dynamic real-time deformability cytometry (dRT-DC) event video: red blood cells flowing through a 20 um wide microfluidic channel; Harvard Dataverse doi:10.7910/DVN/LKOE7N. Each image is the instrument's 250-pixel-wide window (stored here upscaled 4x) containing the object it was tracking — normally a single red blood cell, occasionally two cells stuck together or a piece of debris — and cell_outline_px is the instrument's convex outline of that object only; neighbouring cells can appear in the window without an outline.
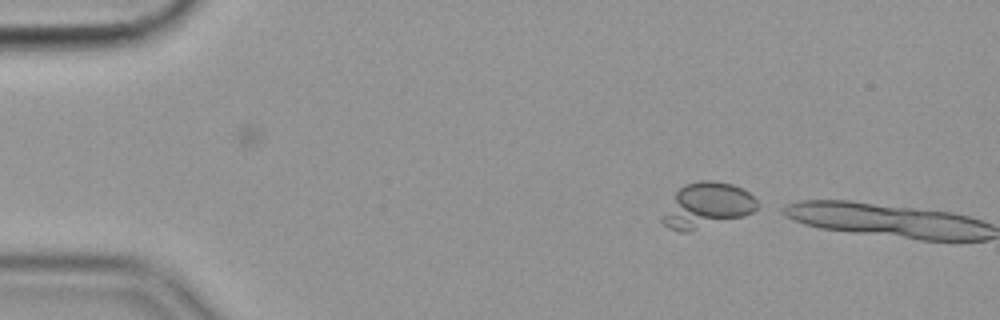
{"species": "common noctule bat (a hibernating species)", "species_latin": "Nyctalus noctula", "temperature_condition": "cold", "stored_images_in_passage": 7, "camera_frame_rate_fps": 3000, "um_per_image_px": 0.085, "animal": {"sex": "female", "body_mass_g": 19.9}, "frame": {"image": 1, "passage_image": 7, "time_ms": 2.0, "image_size_px": [1000, 320], "cell_outline_px": [[760, 204], [752, 212], [744, 216], [688, 232], [680, 232], [668, 228], [660, 220], [676, 192], [684, 184], [700, 180], [712, 180], [732, 184], [748, 192]], "centroid_in_image_um": [60.08, 17.46], "position_along_channel_um": 24.9, "area_um2": 24.8}}